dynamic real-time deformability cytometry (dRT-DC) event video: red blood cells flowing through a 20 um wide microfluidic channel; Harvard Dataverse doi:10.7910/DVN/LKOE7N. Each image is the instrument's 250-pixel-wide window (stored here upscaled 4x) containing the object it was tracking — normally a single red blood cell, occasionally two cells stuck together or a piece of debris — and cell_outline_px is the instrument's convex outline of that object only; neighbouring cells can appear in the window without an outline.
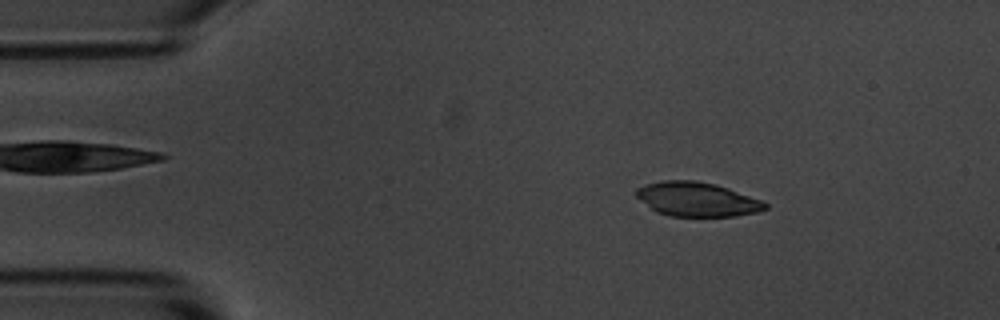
{"species": "common noctule bat (a hibernating species)", "species_latin": "Nyctalus noctula", "temperature_condition": "room temperature", "stored_images_in_passage": 53, "camera_frame_rate_fps": 3000, "um_per_image_px": 0.085, "animal": {"sex": "male", "body_mass_g": 20.1, "forearm_length_mm": 53.5}, "frame": {"image": 1, "passage_image": 6, "time_ms": 1.667, "image_size_px": [1000, 320], "cell_outline_px": [[768, 208], [756, 212], [736, 216], [668, 216], [656, 212], [636, 196], [636, 188], [644, 184], [664, 180], [696, 180], [716, 184], [728, 188], [760, 200], [768, 204]], "centroid_in_image_um": [59.22, 16.93], "position_along_channel_um": 25.8, "area_um2": 25.66}}
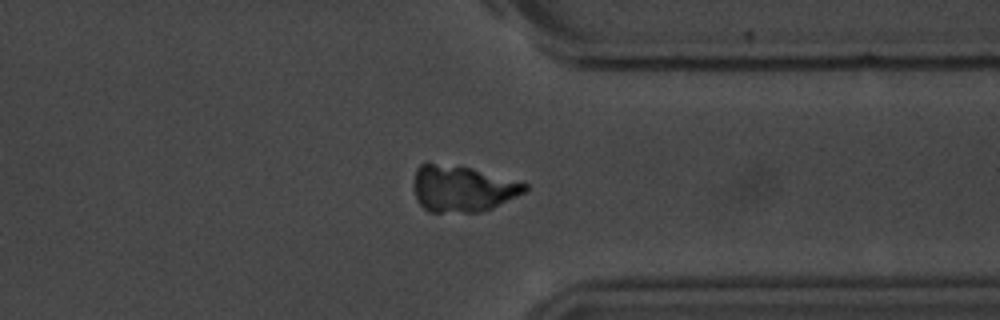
{"frame": {"image": 2, "passage_image": 40, "time_ms": 13.0, "image_size_px": [1000, 320], "cell_outline_px": [[528, 188], [524, 192], [492, 208], [480, 212], [428, 212], [416, 200], [412, 188], [412, 184], [416, 168], [420, 164], [428, 160], [472, 168], [528, 184]], "centroid_in_image_um": [39.21, 16.0], "position_along_channel_um": 372.2, "area_um2": 30.46}}
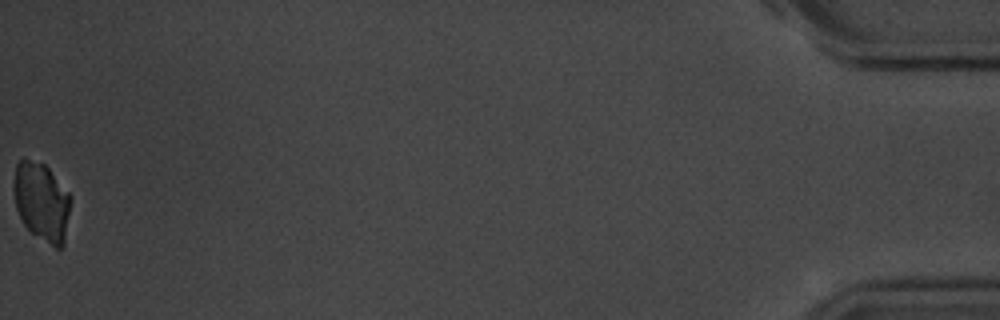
{"frame": {"image": 3, "passage_image": 53, "time_ms": 17.333, "image_size_px": [1000, 320], "cell_outline_px": [[72, 200], [64, 244], [60, 248], [56, 248], [32, 232], [24, 224], [16, 208], [16, 164], [24, 156], [44, 164], [48, 168], [72, 196]], "centroid_in_image_um": [3.6, 17.14], "position_along_channel_um": 431.6, "area_um2": 25.66}, "authors_computed_cell_mechanics": {"area_um2": 29.5936, "velocity_mm_per_s": 3.6121, "shape_relaxation_time_tau1_ms": 2.3111, "shape_relaxation_time_tau2_ms": null, "deformation_change_tau1": 0.0803, "deformation_change_tau2": null}}